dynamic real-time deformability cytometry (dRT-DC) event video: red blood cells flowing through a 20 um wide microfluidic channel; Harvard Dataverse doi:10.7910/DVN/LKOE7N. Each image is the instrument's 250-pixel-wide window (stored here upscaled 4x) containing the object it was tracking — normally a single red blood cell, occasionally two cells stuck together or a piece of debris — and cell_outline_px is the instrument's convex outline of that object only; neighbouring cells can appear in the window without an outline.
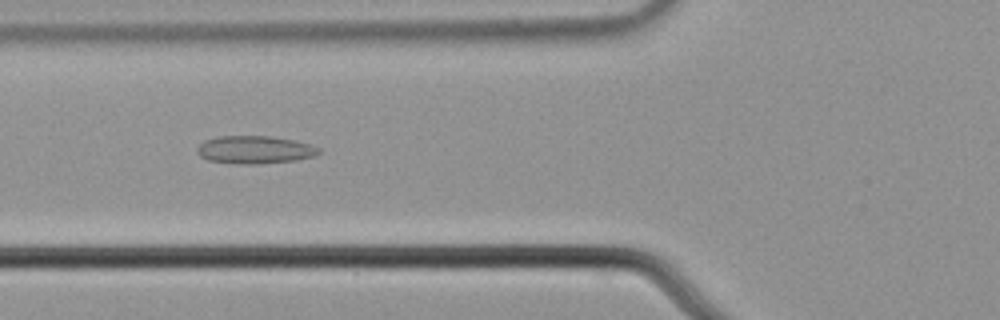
{"species": "common noctule bat (a hibernating species)", "species_latin": "Nyctalus noctula", "temperature_condition": "cold", "stored_images_in_passage": 5, "camera_frame_rate_fps": 3000, "um_per_image_px": 0.085, "animal": {"sex": "male", "body_mass_g": 21.5, "forearm_length_mm": 52.0}, "frame": {"image": 1, "passage_image": 2, "time_ms": 0.333, "image_size_px": [1000, 320], "cell_outline_px": [[320, 152], [312, 156], [296, 160], [260, 164], [240, 164], [208, 160], [200, 156], [196, 152], [196, 148], [204, 140], [220, 136], [268, 136], [296, 140], [312, 144], [320, 148]], "centroid_in_image_um": [21.65, 12.72], "position_along_channel_um": 104.1, "area_um2": 19.83}}
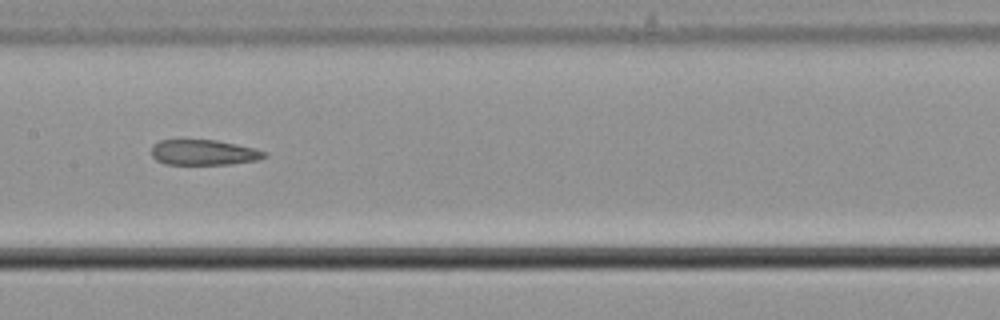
{"frame": {"image": 2, "passage_image": 4, "time_ms": 1.0, "image_size_px": [1000, 320], "cell_outline_px": [[268, 156], [260, 160], [232, 164], [164, 164], [156, 160], [152, 156], [152, 144], [160, 140], [216, 140], [256, 148], [268, 152]], "centroid_in_image_um": [17.37, 12.96], "position_along_channel_um": 190.0, "area_um2": 16.94}}
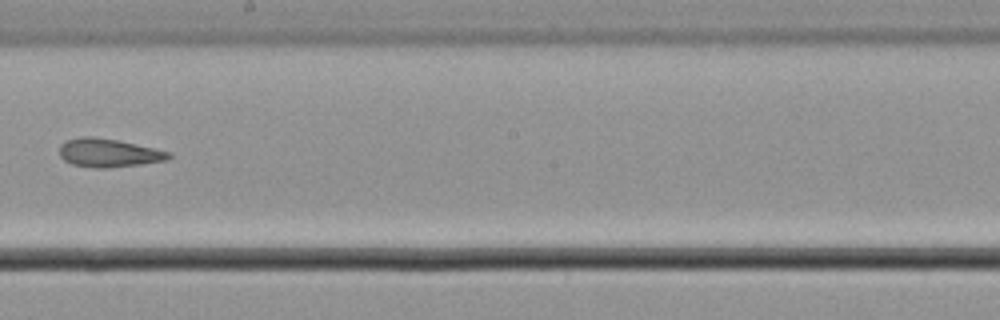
{"frame": {"image": 3, "passage_image": 5, "time_ms": 1.333, "image_size_px": [1000, 320], "cell_outline_px": [[172, 156], [168, 160], [140, 164], [104, 168], [96, 168], [72, 164], [64, 160], [60, 156], [60, 144], [68, 140], [80, 136], [92, 136], [116, 140], [136, 144], [172, 152]], "centroid_in_image_um": [9.24, 12.99], "position_along_channel_um": 239.0, "area_um2": 18.03}}